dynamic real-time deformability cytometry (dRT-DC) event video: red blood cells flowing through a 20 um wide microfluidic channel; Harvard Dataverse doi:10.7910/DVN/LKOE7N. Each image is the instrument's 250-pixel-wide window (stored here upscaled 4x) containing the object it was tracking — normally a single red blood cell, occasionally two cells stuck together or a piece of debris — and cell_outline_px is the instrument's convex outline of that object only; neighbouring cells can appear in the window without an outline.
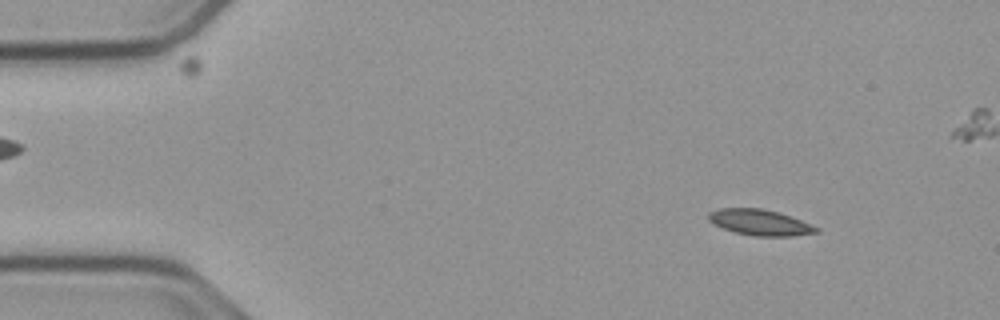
{"species": "common noctule bat (a hibernating species)", "species_latin": "Nyctalus noctula", "temperature_condition": "cold", "stored_images_in_passage": 56, "camera_frame_rate_fps": 3000, "um_per_image_px": 0.085, "animal": {"sex": "male", "body_mass_g": 23.1, "forearm_length_mm": 52.7}, "frame": {"image": 1, "passage_image": 7, "time_ms": 2.0, "image_size_px": [1000, 320], "cell_outline_px": [[820, 232], [792, 236], [756, 236], [736, 232], [712, 224], [708, 220], [708, 212], [720, 208], [760, 208], [776, 212], [800, 220], [820, 228]], "centroid_in_image_um": [64.57, 18.91], "position_along_channel_um": 20.4, "area_um2": 16.07}}
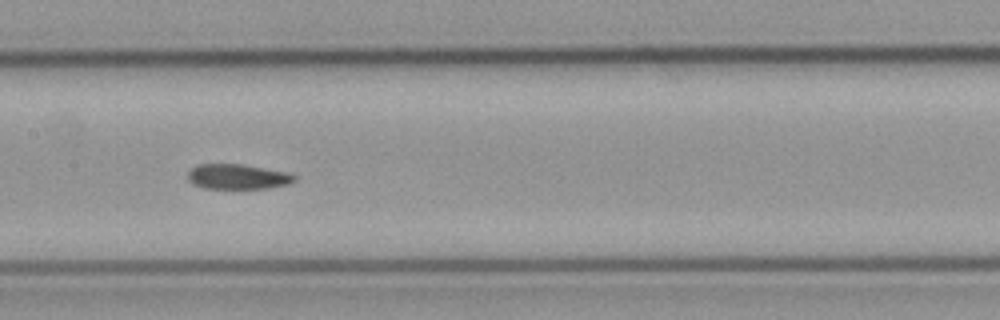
{"frame": {"image": 2, "passage_image": 27, "time_ms": 8.667, "image_size_px": [1000, 320], "cell_outline_px": [[296, 180], [288, 184], [268, 188], [204, 188], [192, 184], [188, 180], [188, 172], [196, 164], [240, 164], [288, 172], [296, 176]], "centroid_in_image_um": [20.18, 15.01], "position_along_channel_um": 187.2, "area_um2": 15.55}}
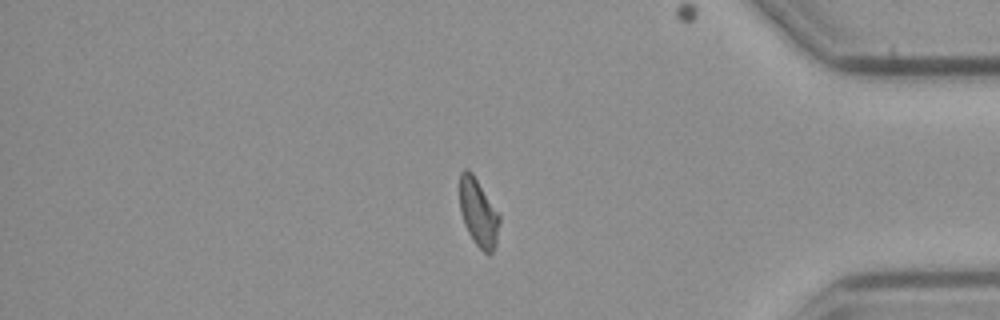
{"frame": {"image": 3, "passage_image": 46, "time_ms": 15.0, "image_size_px": [1000, 320], "cell_outline_px": [[500, 220], [496, 244], [492, 252], [488, 256], [472, 240], [464, 224], [460, 212], [460, 172], [464, 168], [468, 168], [472, 172], [500, 216]], "centroid_in_image_um": [40.65, 18.08], "position_along_channel_um": 394.6, "area_um2": 15.66}, "authors_computed_cell_mechanics": {"area_um2": 16.0973, "velocity_mm_per_s": 3.7735, "shape_relaxation_time_tau1_ms": null, "shape_relaxation_time_tau2_ms": 4.421, "deformation_change_tau1": null, "deformation_change_tau2": 0.0972}}